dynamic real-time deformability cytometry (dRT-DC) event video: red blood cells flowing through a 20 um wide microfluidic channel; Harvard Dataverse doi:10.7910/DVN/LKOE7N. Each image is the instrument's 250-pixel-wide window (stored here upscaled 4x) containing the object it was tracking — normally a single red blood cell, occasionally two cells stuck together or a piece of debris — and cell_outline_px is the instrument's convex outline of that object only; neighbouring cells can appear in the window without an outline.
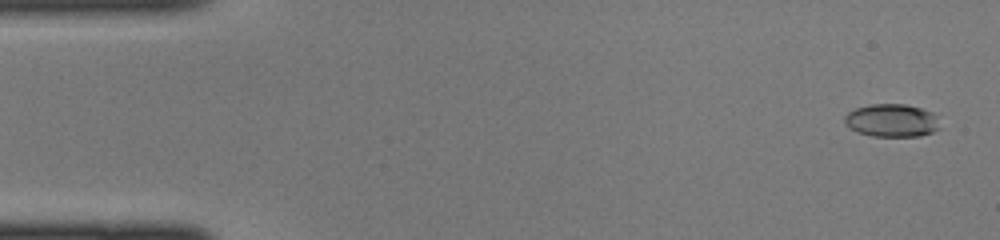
{"species": "common noctule bat (a hibernating species)", "species_latin": "Nyctalus noctula", "temperature_condition": "cold", "stored_images_in_passage": 44, "camera_frame_rate_fps": 3000, "um_per_image_px": 0.085, "animal": {"sex": "female", "body_mass_g": 22.0, "forearm_length_mm": 56.7}, "frame": {"image": 1, "passage_image": 2, "time_ms": 0.333, "image_size_px": [1000, 240], "cell_outline_px": [[940, 128], [932, 132], [920, 136], [872, 136], [856, 132], [844, 120], [844, 116], [848, 112], [856, 108], [868, 104], [904, 104], [920, 108], [932, 112]], "centroid_in_image_um": [75.78, 10.24], "position_along_channel_um": 9.2, "area_um2": 18.09}}
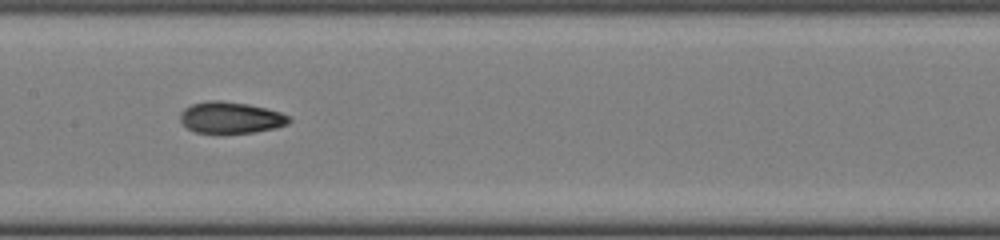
{"frame": {"image": 2, "passage_image": 22, "time_ms": 7.0, "image_size_px": [1000, 240], "cell_outline_px": [[292, 120], [288, 124], [276, 128], [252, 132], [196, 132], [188, 128], [180, 120], [180, 112], [184, 108], [192, 104], [208, 100], [220, 100], [248, 104], [280, 112], [292, 116]], "centroid_in_image_um": [19.64, 9.98], "position_along_channel_um": 187.8, "area_um2": 19.83}}
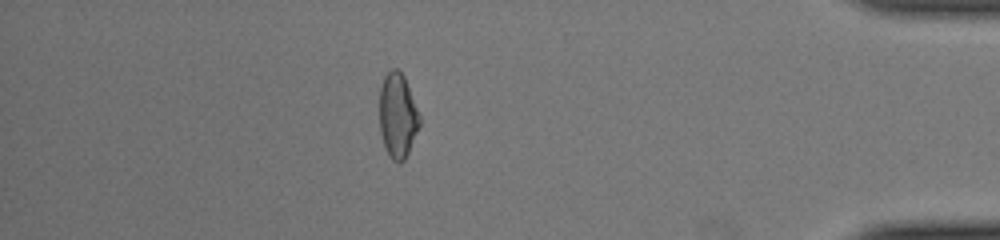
{"frame": {"image": 3, "passage_image": 39, "time_ms": 12.667, "image_size_px": [1000, 240], "cell_outline_px": [[420, 124], [408, 152], [404, 160], [400, 164], [392, 160], [384, 144], [380, 132], [380, 88], [384, 76], [392, 68], [396, 68], [404, 76], [420, 116]], "centroid_in_image_um": [33.79, 9.82], "position_along_channel_um": 401.4, "area_um2": 19.54}}